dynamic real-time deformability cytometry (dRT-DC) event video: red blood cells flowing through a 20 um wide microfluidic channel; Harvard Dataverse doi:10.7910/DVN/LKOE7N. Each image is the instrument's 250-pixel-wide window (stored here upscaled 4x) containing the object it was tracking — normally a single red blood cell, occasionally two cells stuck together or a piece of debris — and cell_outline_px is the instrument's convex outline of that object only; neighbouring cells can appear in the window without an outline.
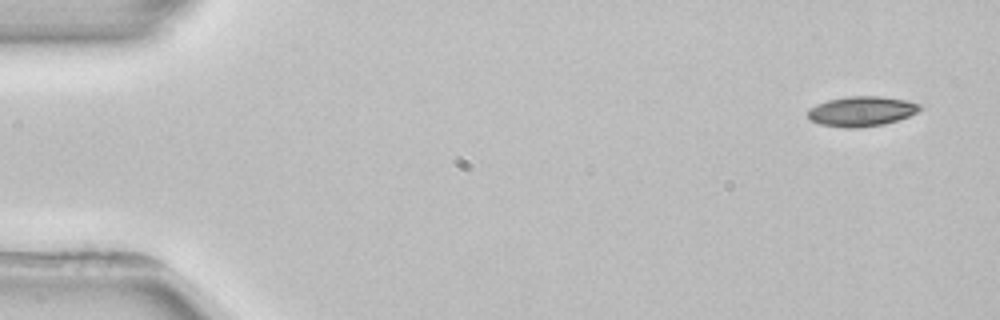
{"species": "common noctule bat (a hibernating species)", "species_latin": "Nyctalus noctula", "temperature_condition": "room temperature", "stored_images_in_passage": 4, "camera_frame_rate_fps": 3000, "um_per_image_px": 0.085, "animal": {"sex": "female", "body_mass_g": 22.7, "forearm_length_mm": 54.2}, "frame": {"image": 1, "passage_image": 1, "time_ms": 0.0, "image_size_px": [1000, 320], "cell_outline_px": [[924, 108], [908, 116], [884, 124], [860, 128], [844, 128], [820, 124], [808, 120], [808, 108], [816, 104], [828, 100], [848, 96], [880, 96], [908, 100], [920, 104]], "centroid_in_image_um": [73.21, 9.46], "position_along_channel_um": 11.8, "area_um2": 19.77}}
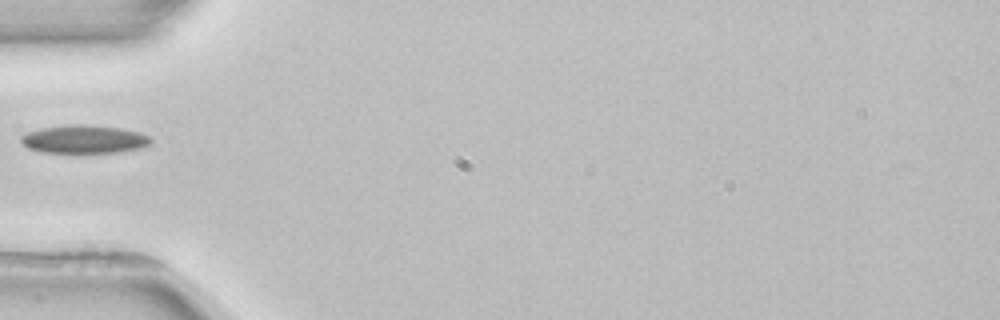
{"frame": {"image": 2, "passage_image": 4, "time_ms": 5.0, "image_size_px": [1000, 320], "cell_outline_px": [[152, 140], [148, 144], [140, 148], [116, 152], [40, 152], [28, 148], [20, 140], [20, 136], [28, 132], [40, 128], [68, 124], [84, 124], [120, 128], [140, 132], [148, 136]], "centroid_in_image_um": [7.12, 11.82], "position_along_channel_um": 77.9, "area_um2": 21.21}}